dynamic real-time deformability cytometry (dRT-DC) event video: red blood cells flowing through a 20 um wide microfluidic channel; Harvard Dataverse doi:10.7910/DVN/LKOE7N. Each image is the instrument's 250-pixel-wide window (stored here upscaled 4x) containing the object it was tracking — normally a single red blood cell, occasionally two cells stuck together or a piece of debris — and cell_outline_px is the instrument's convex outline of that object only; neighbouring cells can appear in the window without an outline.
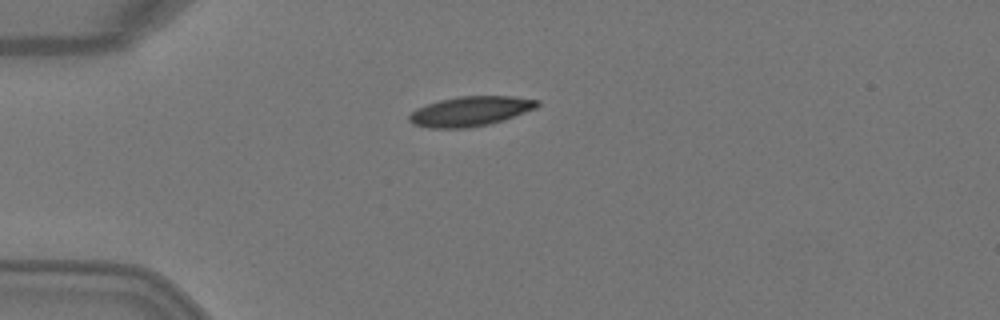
{"species": "Egyptian fruit bat (a non-hibernating species)", "species_latin": "Rousettus aegyptiacus", "temperature_condition": "warm", "stored_images_in_passage": 4, "camera_frame_rate_fps": 3000, "um_per_image_px": 0.085, "animal": {"sex": "female"}, "frame": {"image": 1, "passage_image": 3, "time_ms": 0.667, "image_size_px": [1000, 320], "cell_outline_px": [[540, 104], [536, 108], [504, 120], [488, 124], [468, 128], [428, 128], [412, 124], [408, 120], [408, 116], [416, 108], [440, 100], [460, 96], [512, 96], [540, 100]], "centroid_in_image_um": [39.98, 9.46], "position_along_channel_um": 45.0, "area_um2": 22.25}}